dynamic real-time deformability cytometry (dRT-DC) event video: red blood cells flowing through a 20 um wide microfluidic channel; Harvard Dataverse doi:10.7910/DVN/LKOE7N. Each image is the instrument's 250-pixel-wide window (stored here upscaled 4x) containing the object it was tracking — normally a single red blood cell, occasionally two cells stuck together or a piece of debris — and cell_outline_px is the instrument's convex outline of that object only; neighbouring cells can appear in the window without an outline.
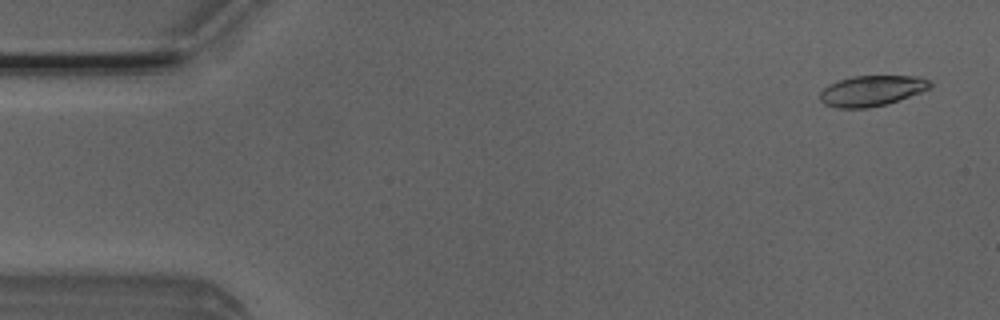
{"species": "Egyptian fruit bat (a non-hibernating species)", "species_latin": "Rousettus aegyptiacus", "temperature_condition": "room temperature", "stored_images_in_passage": 52, "camera_frame_rate_fps": 3000, "um_per_image_px": 0.085, "animal": {"sex": "male"}, "frame": {"image": 1, "passage_image": 3, "time_ms": 0.667, "image_size_px": [1000, 320], "cell_outline_px": [[932, 88], [888, 104], [868, 108], [836, 108], [824, 104], [820, 100], [820, 92], [828, 84], [852, 76], [916, 76], [928, 80], [932, 84]], "centroid_in_image_um": [74.09, 7.72], "position_along_channel_um": 10.9, "area_um2": 19.71}}
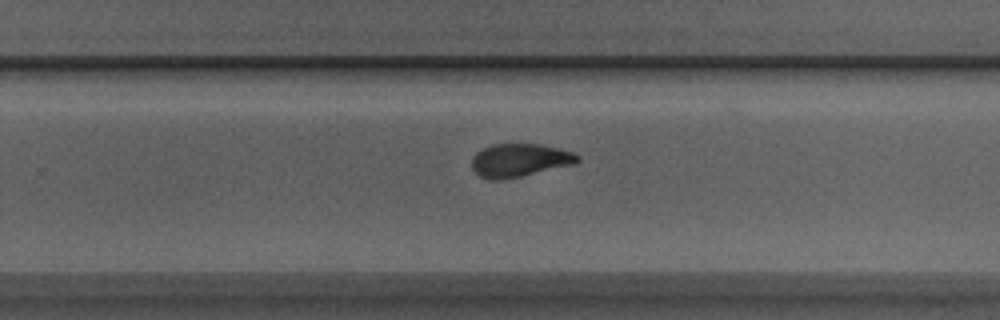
{"frame": {"image": 2, "passage_image": 33, "time_ms": 10.667, "image_size_px": [1000, 320], "cell_outline_px": [[580, 160], [572, 164], [520, 176], [500, 180], [488, 180], [480, 176], [472, 168], [472, 156], [476, 152], [492, 144], [540, 144], [560, 148], [572, 152], [580, 156]], "centroid_in_image_um": [44.14, 13.61], "position_along_channel_um": 285.7, "area_um2": 20.29}}
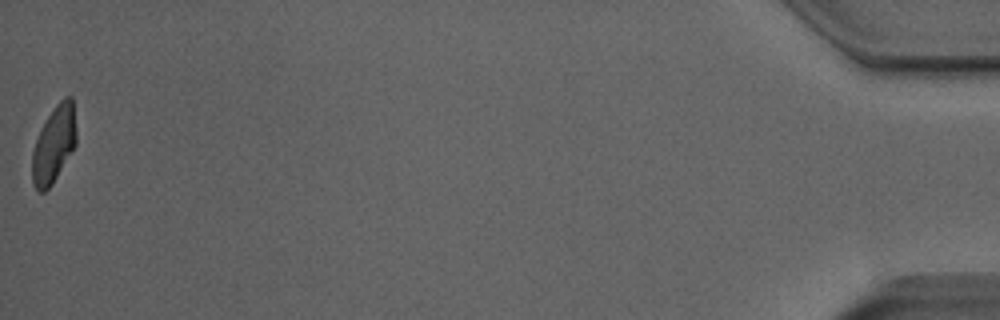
{"frame": {"image": 3, "passage_image": 52, "time_ms": 17.0, "image_size_px": [1000, 320], "cell_outline_px": [[76, 144], [52, 184], [44, 192], [40, 192], [32, 184], [32, 152], [36, 140], [48, 116], [56, 104], [64, 96], [72, 96], [76, 128]], "centroid_in_image_um": [4.59, 12.27], "position_along_channel_um": 430.6, "area_um2": 19.48}, "authors_computed_cell_mechanics": {"area_um2": 20.519, "velocity_mm_per_s": 3.9493, "shape_relaxation_time_tau1_ms": 3.2186, "shape_relaxation_time_tau2_ms": 2.116, "deformation_change_tau1": 0.1763, "deformation_change_tau2": 0.0795}}